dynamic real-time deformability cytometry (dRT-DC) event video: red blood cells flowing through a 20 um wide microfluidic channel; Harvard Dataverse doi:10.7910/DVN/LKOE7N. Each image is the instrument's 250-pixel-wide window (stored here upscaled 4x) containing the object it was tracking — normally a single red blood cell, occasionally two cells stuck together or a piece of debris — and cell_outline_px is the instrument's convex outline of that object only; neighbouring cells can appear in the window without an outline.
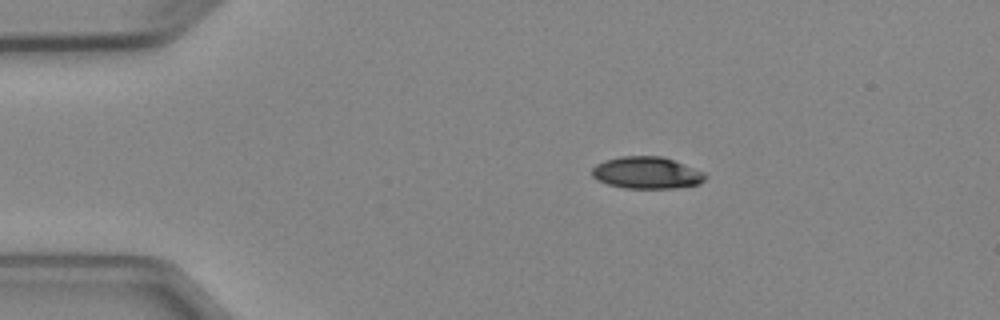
{"species": "Egyptian fruit bat (a non-hibernating species)", "species_latin": "Rousettus aegyptiacus", "temperature_condition": "cold", "stored_images_in_passage": 6, "camera_frame_rate_fps": 3000, "um_per_image_px": 0.085, "animal": {"sex": "female"}, "frame": {"image": 1, "passage_image": 2, "time_ms": 1.333, "image_size_px": [1000, 320], "cell_outline_px": [[708, 176], [700, 184], [676, 188], [624, 188], [608, 184], [596, 180], [592, 176], [592, 168], [596, 164], [604, 160], [620, 156], [660, 156], [684, 164], [704, 172]], "centroid_in_image_um": [54.96, 14.69], "position_along_channel_um": 30.0, "area_um2": 21.15}}